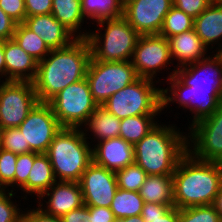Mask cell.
<instances>
[{
    "mask_svg": "<svg viewBox=\"0 0 222 222\" xmlns=\"http://www.w3.org/2000/svg\"><path fill=\"white\" fill-rule=\"evenodd\" d=\"M222 186V163L202 161L187 152L173 173L174 206L212 205Z\"/></svg>",
    "mask_w": 222,
    "mask_h": 222,
    "instance_id": "3957f363",
    "label": "cell"
},
{
    "mask_svg": "<svg viewBox=\"0 0 222 222\" xmlns=\"http://www.w3.org/2000/svg\"><path fill=\"white\" fill-rule=\"evenodd\" d=\"M138 78L131 61H97L92 56L86 72L90 92L98 106Z\"/></svg>",
    "mask_w": 222,
    "mask_h": 222,
    "instance_id": "ba28073f",
    "label": "cell"
},
{
    "mask_svg": "<svg viewBox=\"0 0 222 222\" xmlns=\"http://www.w3.org/2000/svg\"><path fill=\"white\" fill-rule=\"evenodd\" d=\"M24 24L40 36L50 50L66 47L77 39L52 14L26 17Z\"/></svg>",
    "mask_w": 222,
    "mask_h": 222,
    "instance_id": "d6986e66",
    "label": "cell"
},
{
    "mask_svg": "<svg viewBox=\"0 0 222 222\" xmlns=\"http://www.w3.org/2000/svg\"><path fill=\"white\" fill-rule=\"evenodd\" d=\"M33 82H0V127L17 128L38 103Z\"/></svg>",
    "mask_w": 222,
    "mask_h": 222,
    "instance_id": "8fae6325",
    "label": "cell"
},
{
    "mask_svg": "<svg viewBox=\"0 0 222 222\" xmlns=\"http://www.w3.org/2000/svg\"><path fill=\"white\" fill-rule=\"evenodd\" d=\"M63 222H94L89 212V206L83 205L80 208L71 210L62 217Z\"/></svg>",
    "mask_w": 222,
    "mask_h": 222,
    "instance_id": "7bdbcfd3",
    "label": "cell"
},
{
    "mask_svg": "<svg viewBox=\"0 0 222 222\" xmlns=\"http://www.w3.org/2000/svg\"><path fill=\"white\" fill-rule=\"evenodd\" d=\"M120 129L121 120L109 113L103 106H98L82 127L85 138L87 141L90 139L91 142L89 141V143L91 145L93 142L97 143L105 139L118 137Z\"/></svg>",
    "mask_w": 222,
    "mask_h": 222,
    "instance_id": "603a6c76",
    "label": "cell"
},
{
    "mask_svg": "<svg viewBox=\"0 0 222 222\" xmlns=\"http://www.w3.org/2000/svg\"><path fill=\"white\" fill-rule=\"evenodd\" d=\"M56 178L53 172V167L46 153H39L33 162V166L29 173L27 183L20 189L19 193L23 201L31 199L37 200L44 192H46L55 182ZM23 192V193H22ZM28 194V195H27Z\"/></svg>",
    "mask_w": 222,
    "mask_h": 222,
    "instance_id": "7402d4cb",
    "label": "cell"
},
{
    "mask_svg": "<svg viewBox=\"0 0 222 222\" xmlns=\"http://www.w3.org/2000/svg\"><path fill=\"white\" fill-rule=\"evenodd\" d=\"M212 205L214 206L216 212L219 214L220 218L222 219V186L220 187V190L217 193Z\"/></svg>",
    "mask_w": 222,
    "mask_h": 222,
    "instance_id": "bcb514c9",
    "label": "cell"
},
{
    "mask_svg": "<svg viewBox=\"0 0 222 222\" xmlns=\"http://www.w3.org/2000/svg\"><path fill=\"white\" fill-rule=\"evenodd\" d=\"M187 131L188 152L194 158L222 163V102L211 116Z\"/></svg>",
    "mask_w": 222,
    "mask_h": 222,
    "instance_id": "7c38bea8",
    "label": "cell"
},
{
    "mask_svg": "<svg viewBox=\"0 0 222 222\" xmlns=\"http://www.w3.org/2000/svg\"><path fill=\"white\" fill-rule=\"evenodd\" d=\"M166 82V83H165ZM168 82V83H167ZM161 87V109L188 110V130L195 123L211 116L222 102V55L211 52L206 58L180 68L175 75L163 81ZM179 105V106H178ZM168 107V108H167Z\"/></svg>",
    "mask_w": 222,
    "mask_h": 222,
    "instance_id": "6da1fadb",
    "label": "cell"
},
{
    "mask_svg": "<svg viewBox=\"0 0 222 222\" xmlns=\"http://www.w3.org/2000/svg\"><path fill=\"white\" fill-rule=\"evenodd\" d=\"M166 123L159 122L134 145V162L147 175H173L180 159L188 152L187 131L174 123L168 124L170 121Z\"/></svg>",
    "mask_w": 222,
    "mask_h": 222,
    "instance_id": "277c9868",
    "label": "cell"
},
{
    "mask_svg": "<svg viewBox=\"0 0 222 222\" xmlns=\"http://www.w3.org/2000/svg\"><path fill=\"white\" fill-rule=\"evenodd\" d=\"M26 17L51 14L52 0H25Z\"/></svg>",
    "mask_w": 222,
    "mask_h": 222,
    "instance_id": "60d3db41",
    "label": "cell"
},
{
    "mask_svg": "<svg viewBox=\"0 0 222 222\" xmlns=\"http://www.w3.org/2000/svg\"><path fill=\"white\" fill-rule=\"evenodd\" d=\"M44 201V202H43ZM44 213L62 217L71 210L84 205L79 182L56 181L36 201Z\"/></svg>",
    "mask_w": 222,
    "mask_h": 222,
    "instance_id": "2e32d148",
    "label": "cell"
},
{
    "mask_svg": "<svg viewBox=\"0 0 222 222\" xmlns=\"http://www.w3.org/2000/svg\"><path fill=\"white\" fill-rule=\"evenodd\" d=\"M46 154L57 181L79 182L93 162L92 145L82 128H62L54 136Z\"/></svg>",
    "mask_w": 222,
    "mask_h": 222,
    "instance_id": "5b68a950",
    "label": "cell"
},
{
    "mask_svg": "<svg viewBox=\"0 0 222 222\" xmlns=\"http://www.w3.org/2000/svg\"><path fill=\"white\" fill-rule=\"evenodd\" d=\"M51 14L77 38H87L90 28L87 30V25L82 27L86 19L81 10V0H52Z\"/></svg>",
    "mask_w": 222,
    "mask_h": 222,
    "instance_id": "cb8c5ba5",
    "label": "cell"
},
{
    "mask_svg": "<svg viewBox=\"0 0 222 222\" xmlns=\"http://www.w3.org/2000/svg\"><path fill=\"white\" fill-rule=\"evenodd\" d=\"M174 69L196 63L210 54L194 29L168 38Z\"/></svg>",
    "mask_w": 222,
    "mask_h": 222,
    "instance_id": "ffe728a7",
    "label": "cell"
},
{
    "mask_svg": "<svg viewBox=\"0 0 222 222\" xmlns=\"http://www.w3.org/2000/svg\"><path fill=\"white\" fill-rule=\"evenodd\" d=\"M156 116L160 118L159 115H138L121 119L119 137L135 145L161 122Z\"/></svg>",
    "mask_w": 222,
    "mask_h": 222,
    "instance_id": "484cf974",
    "label": "cell"
},
{
    "mask_svg": "<svg viewBox=\"0 0 222 222\" xmlns=\"http://www.w3.org/2000/svg\"><path fill=\"white\" fill-rule=\"evenodd\" d=\"M115 222H145L141 215H135L123 219H116Z\"/></svg>",
    "mask_w": 222,
    "mask_h": 222,
    "instance_id": "7dc6e473",
    "label": "cell"
},
{
    "mask_svg": "<svg viewBox=\"0 0 222 222\" xmlns=\"http://www.w3.org/2000/svg\"><path fill=\"white\" fill-rule=\"evenodd\" d=\"M119 189L138 192L148 176L135 162L115 172Z\"/></svg>",
    "mask_w": 222,
    "mask_h": 222,
    "instance_id": "1f68e13d",
    "label": "cell"
},
{
    "mask_svg": "<svg viewBox=\"0 0 222 222\" xmlns=\"http://www.w3.org/2000/svg\"><path fill=\"white\" fill-rule=\"evenodd\" d=\"M193 26L194 18L187 15L183 10L172 6L164 18L159 35L168 39L174 35L192 30Z\"/></svg>",
    "mask_w": 222,
    "mask_h": 222,
    "instance_id": "f546056e",
    "label": "cell"
},
{
    "mask_svg": "<svg viewBox=\"0 0 222 222\" xmlns=\"http://www.w3.org/2000/svg\"><path fill=\"white\" fill-rule=\"evenodd\" d=\"M0 8L17 24L24 23L25 0H0Z\"/></svg>",
    "mask_w": 222,
    "mask_h": 222,
    "instance_id": "74e56055",
    "label": "cell"
},
{
    "mask_svg": "<svg viewBox=\"0 0 222 222\" xmlns=\"http://www.w3.org/2000/svg\"><path fill=\"white\" fill-rule=\"evenodd\" d=\"M94 222H115L116 218L110 208L89 206Z\"/></svg>",
    "mask_w": 222,
    "mask_h": 222,
    "instance_id": "ee69618b",
    "label": "cell"
},
{
    "mask_svg": "<svg viewBox=\"0 0 222 222\" xmlns=\"http://www.w3.org/2000/svg\"><path fill=\"white\" fill-rule=\"evenodd\" d=\"M93 162L116 172L134 163V145L121 137L105 139L92 144Z\"/></svg>",
    "mask_w": 222,
    "mask_h": 222,
    "instance_id": "e0dca14e",
    "label": "cell"
},
{
    "mask_svg": "<svg viewBox=\"0 0 222 222\" xmlns=\"http://www.w3.org/2000/svg\"><path fill=\"white\" fill-rule=\"evenodd\" d=\"M91 48L86 38H77L66 47L51 50L38 62L33 81L39 102H49L72 83L86 78Z\"/></svg>",
    "mask_w": 222,
    "mask_h": 222,
    "instance_id": "7a4b0ae2",
    "label": "cell"
},
{
    "mask_svg": "<svg viewBox=\"0 0 222 222\" xmlns=\"http://www.w3.org/2000/svg\"><path fill=\"white\" fill-rule=\"evenodd\" d=\"M13 39L26 53L38 62L46 58L51 51L44 40L24 23L16 25Z\"/></svg>",
    "mask_w": 222,
    "mask_h": 222,
    "instance_id": "83f0119b",
    "label": "cell"
},
{
    "mask_svg": "<svg viewBox=\"0 0 222 222\" xmlns=\"http://www.w3.org/2000/svg\"><path fill=\"white\" fill-rule=\"evenodd\" d=\"M179 222H222L213 205L179 209Z\"/></svg>",
    "mask_w": 222,
    "mask_h": 222,
    "instance_id": "d6a6232c",
    "label": "cell"
},
{
    "mask_svg": "<svg viewBox=\"0 0 222 222\" xmlns=\"http://www.w3.org/2000/svg\"><path fill=\"white\" fill-rule=\"evenodd\" d=\"M144 200L139 192L117 189L111 204V211L116 219L141 215Z\"/></svg>",
    "mask_w": 222,
    "mask_h": 222,
    "instance_id": "f1b7e54d",
    "label": "cell"
},
{
    "mask_svg": "<svg viewBox=\"0 0 222 222\" xmlns=\"http://www.w3.org/2000/svg\"><path fill=\"white\" fill-rule=\"evenodd\" d=\"M14 197L21 198L16 192L0 190V222H22L23 209L18 207L19 203L17 205Z\"/></svg>",
    "mask_w": 222,
    "mask_h": 222,
    "instance_id": "836d02e7",
    "label": "cell"
},
{
    "mask_svg": "<svg viewBox=\"0 0 222 222\" xmlns=\"http://www.w3.org/2000/svg\"><path fill=\"white\" fill-rule=\"evenodd\" d=\"M173 0H134L123 7V17L140 34H159Z\"/></svg>",
    "mask_w": 222,
    "mask_h": 222,
    "instance_id": "9a60e30c",
    "label": "cell"
},
{
    "mask_svg": "<svg viewBox=\"0 0 222 222\" xmlns=\"http://www.w3.org/2000/svg\"><path fill=\"white\" fill-rule=\"evenodd\" d=\"M5 55V81L33 82L38 61L26 53L12 38L3 41Z\"/></svg>",
    "mask_w": 222,
    "mask_h": 222,
    "instance_id": "ac0fdd59",
    "label": "cell"
},
{
    "mask_svg": "<svg viewBox=\"0 0 222 222\" xmlns=\"http://www.w3.org/2000/svg\"><path fill=\"white\" fill-rule=\"evenodd\" d=\"M138 77L148 78L163 83L161 78L157 77L162 70L167 72L164 81L175 75L176 69H171L175 62L171 58L168 39L159 34L140 35L131 59ZM173 64V65H171ZM171 65V66H170ZM169 66V67H168ZM157 79V80H156Z\"/></svg>",
    "mask_w": 222,
    "mask_h": 222,
    "instance_id": "30bf717a",
    "label": "cell"
},
{
    "mask_svg": "<svg viewBox=\"0 0 222 222\" xmlns=\"http://www.w3.org/2000/svg\"><path fill=\"white\" fill-rule=\"evenodd\" d=\"M141 217L145 222H179V209L174 204L145 202Z\"/></svg>",
    "mask_w": 222,
    "mask_h": 222,
    "instance_id": "4dcf8cb0",
    "label": "cell"
},
{
    "mask_svg": "<svg viewBox=\"0 0 222 222\" xmlns=\"http://www.w3.org/2000/svg\"><path fill=\"white\" fill-rule=\"evenodd\" d=\"M212 2L213 0H173V6L195 19Z\"/></svg>",
    "mask_w": 222,
    "mask_h": 222,
    "instance_id": "f35d334b",
    "label": "cell"
},
{
    "mask_svg": "<svg viewBox=\"0 0 222 222\" xmlns=\"http://www.w3.org/2000/svg\"><path fill=\"white\" fill-rule=\"evenodd\" d=\"M79 185L84 205L110 208L118 189L115 172L92 162L83 172Z\"/></svg>",
    "mask_w": 222,
    "mask_h": 222,
    "instance_id": "5bb4252c",
    "label": "cell"
},
{
    "mask_svg": "<svg viewBox=\"0 0 222 222\" xmlns=\"http://www.w3.org/2000/svg\"><path fill=\"white\" fill-rule=\"evenodd\" d=\"M194 31L209 51L222 50V1H213L194 19ZM211 49V50H210Z\"/></svg>",
    "mask_w": 222,
    "mask_h": 222,
    "instance_id": "44dd1931",
    "label": "cell"
},
{
    "mask_svg": "<svg viewBox=\"0 0 222 222\" xmlns=\"http://www.w3.org/2000/svg\"><path fill=\"white\" fill-rule=\"evenodd\" d=\"M132 1L134 0H121V3H122V6L124 7L125 5L129 4Z\"/></svg>",
    "mask_w": 222,
    "mask_h": 222,
    "instance_id": "c3c4849f",
    "label": "cell"
},
{
    "mask_svg": "<svg viewBox=\"0 0 222 222\" xmlns=\"http://www.w3.org/2000/svg\"><path fill=\"white\" fill-rule=\"evenodd\" d=\"M32 208H23L22 222H63L61 217L48 215L37 206Z\"/></svg>",
    "mask_w": 222,
    "mask_h": 222,
    "instance_id": "ab89813d",
    "label": "cell"
},
{
    "mask_svg": "<svg viewBox=\"0 0 222 222\" xmlns=\"http://www.w3.org/2000/svg\"><path fill=\"white\" fill-rule=\"evenodd\" d=\"M0 148L15 154H25V138L18 128L1 130Z\"/></svg>",
    "mask_w": 222,
    "mask_h": 222,
    "instance_id": "d590c367",
    "label": "cell"
},
{
    "mask_svg": "<svg viewBox=\"0 0 222 222\" xmlns=\"http://www.w3.org/2000/svg\"><path fill=\"white\" fill-rule=\"evenodd\" d=\"M96 26L86 38L91 56L97 61H131L140 34L128 21L121 16L99 21Z\"/></svg>",
    "mask_w": 222,
    "mask_h": 222,
    "instance_id": "8992f818",
    "label": "cell"
},
{
    "mask_svg": "<svg viewBox=\"0 0 222 222\" xmlns=\"http://www.w3.org/2000/svg\"><path fill=\"white\" fill-rule=\"evenodd\" d=\"M17 157L18 154L0 148V185L12 192H15L14 175Z\"/></svg>",
    "mask_w": 222,
    "mask_h": 222,
    "instance_id": "e575fe53",
    "label": "cell"
},
{
    "mask_svg": "<svg viewBox=\"0 0 222 222\" xmlns=\"http://www.w3.org/2000/svg\"><path fill=\"white\" fill-rule=\"evenodd\" d=\"M138 192L144 202L174 204L173 175H148Z\"/></svg>",
    "mask_w": 222,
    "mask_h": 222,
    "instance_id": "d4e9b609",
    "label": "cell"
},
{
    "mask_svg": "<svg viewBox=\"0 0 222 222\" xmlns=\"http://www.w3.org/2000/svg\"><path fill=\"white\" fill-rule=\"evenodd\" d=\"M38 154L39 153L36 152H30L18 155L14 175V187L16 188V193L27 183L29 173L33 166L34 158Z\"/></svg>",
    "mask_w": 222,
    "mask_h": 222,
    "instance_id": "8d00e7d4",
    "label": "cell"
},
{
    "mask_svg": "<svg viewBox=\"0 0 222 222\" xmlns=\"http://www.w3.org/2000/svg\"><path fill=\"white\" fill-rule=\"evenodd\" d=\"M48 103L62 128H82L98 107L86 78L70 84Z\"/></svg>",
    "mask_w": 222,
    "mask_h": 222,
    "instance_id": "9c48e42d",
    "label": "cell"
},
{
    "mask_svg": "<svg viewBox=\"0 0 222 222\" xmlns=\"http://www.w3.org/2000/svg\"><path fill=\"white\" fill-rule=\"evenodd\" d=\"M0 81H5V55L3 51V41H0Z\"/></svg>",
    "mask_w": 222,
    "mask_h": 222,
    "instance_id": "f6af8a7d",
    "label": "cell"
},
{
    "mask_svg": "<svg viewBox=\"0 0 222 222\" xmlns=\"http://www.w3.org/2000/svg\"><path fill=\"white\" fill-rule=\"evenodd\" d=\"M17 128L25 138V154L47 153L54 136L62 129L47 102H38Z\"/></svg>",
    "mask_w": 222,
    "mask_h": 222,
    "instance_id": "4fadbf2b",
    "label": "cell"
},
{
    "mask_svg": "<svg viewBox=\"0 0 222 222\" xmlns=\"http://www.w3.org/2000/svg\"><path fill=\"white\" fill-rule=\"evenodd\" d=\"M157 84V81L139 77L110 96L102 106L120 120L138 115L161 117V87Z\"/></svg>",
    "mask_w": 222,
    "mask_h": 222,
    "instance_id": "52a82bcc",
    "label": "cell"
},
{
    "mask_svg": "<svg viewBox=\"0 0 222 222\" xmlns=\"http://www.w3.org/2000/svg\"><path fill=\"white\" fill-rule=\"evenodd\" d=\"M17 23L0 8V41L12 39Z\"/></svg>",
    "mask_w": 222,
    "mask_h": 222,
    "instance_id": "b9f144b4",
    "label": "cell"
},
{
    "mask_svg": "<svg viewBox=\"0 0 222 222\" xmlns=\"http://www.w3.org/2000/svg\"><path fill=\"white\" fill-rule=\"evenodd\" d=\"M81 10L86 21L95 23L123 16L121 0H81Z\"/></svg>",
    "mask_w": 222,
    "mask_h": 222,
    "instance_id": "4316f807",
    "label": "cell"
}]
</instances>
